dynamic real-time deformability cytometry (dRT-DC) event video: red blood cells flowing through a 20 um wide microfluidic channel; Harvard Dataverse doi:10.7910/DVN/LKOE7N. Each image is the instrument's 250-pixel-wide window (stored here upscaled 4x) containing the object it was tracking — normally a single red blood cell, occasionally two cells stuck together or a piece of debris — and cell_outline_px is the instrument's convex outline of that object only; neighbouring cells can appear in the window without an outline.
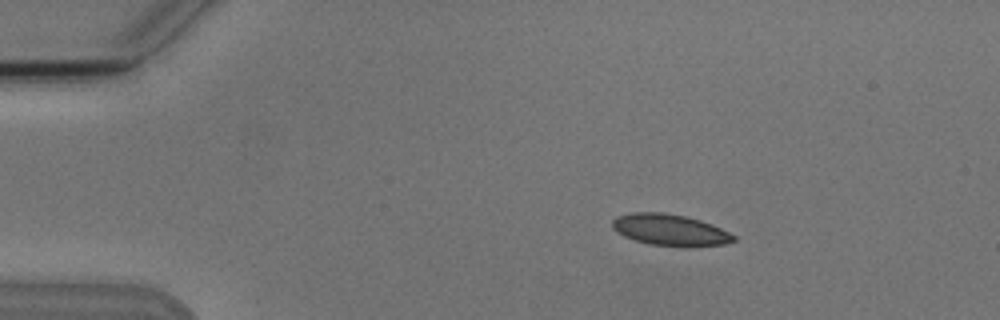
{"species": "Egyptian fruit bat (a non-hibernating species)", "species_latin": "Rousettus aegyptiacus", "temperature_condition": "cold", "stored_images_in_passage": 5, "camera_frame_rate_fps": 3000, "um_per_image_px": 0.085, "animal": {"sex": "male"}, "frame": {"image": 1, "passage_image": 2, "time_ms": 1.333, "image_size_px": [1000, 320], "cell_outline_px": [[736, 240], [724, 244], [688, 248], [648, 244], [624, 236], [616, 232], [612, 228], [612, 220], [616, 216], [632, 212], [664, 212], [688, 216], [712, 224], [736, 236]], "centroid_in_image_um": [56.95, 19.55], "position_along_channel_um": 28.0, "area_um2": 22.66}}
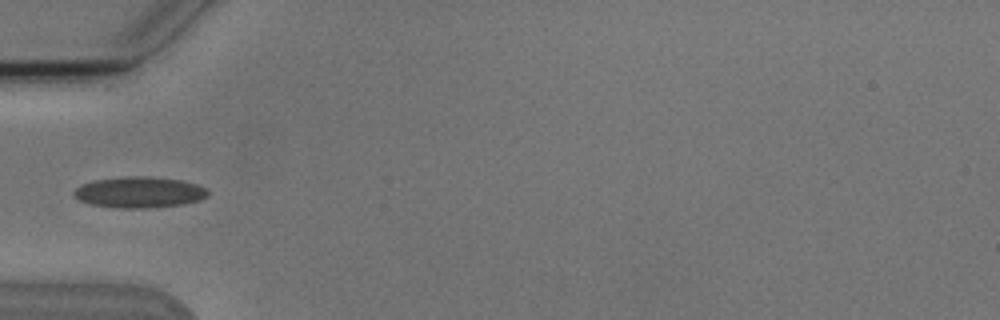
{"frame": {"image": 2, "passage_image": 4, "time_ms": 4.333, "image_size_px": [1000, 320], "cell_outline_px": [[208, 196], [200, 200], [184, 204], [148, 208], [120, 208], [92, 204], [80, 200], [72, 196], [72, 192], [80, 184], [96, 180], [124, 176], [148, 176], [180, 180], [196, 184], [208, 188]], "centroid_in_image_um": [11.85, 16.34], "position_along_channel_um": 73.2, "area_um2": 24.33}}